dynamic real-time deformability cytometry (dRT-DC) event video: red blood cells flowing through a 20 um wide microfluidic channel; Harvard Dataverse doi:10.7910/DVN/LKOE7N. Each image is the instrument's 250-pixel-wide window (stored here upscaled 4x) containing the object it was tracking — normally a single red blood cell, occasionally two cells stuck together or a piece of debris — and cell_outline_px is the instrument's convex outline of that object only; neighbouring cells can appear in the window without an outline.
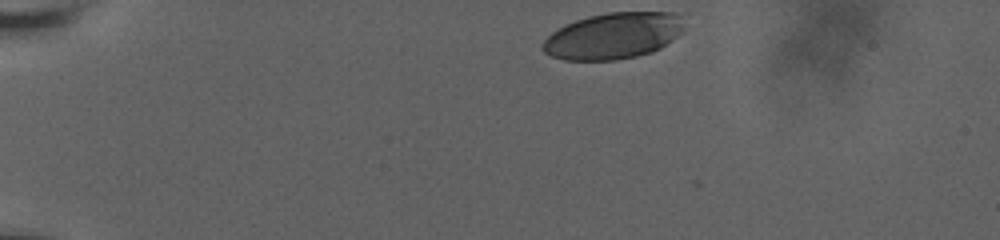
{"species": "human", "species_latin": "Homo sapiens", "temperature_condition": "room temperature", "stored_images_in_passage": 18, "camera_frame_rate_fps": 3000, "um_per_image_px": 0.085, "donor": {"sex": "male"}, "frame": {"image": 1, "passage_image": 1, "time_ms": 0.0, "image_size_px": [1000, 240], "cell_outline_px": [[684, 28], [672, 40], [660, 48], [652, 52], [636, 56], [616, 60], [564, 60], [552, 56], [544, 52], [540, 48], [540, 44], [552, 32], [576, 20], [588, 16], [608, 12], [676, 12]], "centroid_in_image_um": [52.09, 3.05], "position_along_channel_um": 32.9, "area_um2": 37.97}}
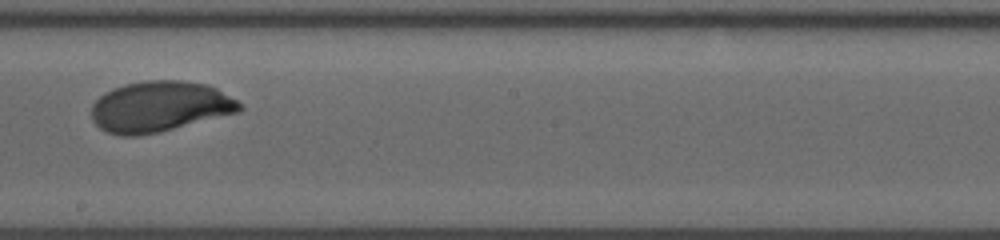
{"frame": {"image": 2, "passage_image": 11, "time_ms": 8.0, "image_size_px": [1000, 240], "cell_outline_px": [[244, 108], [240, 112], [160, 132], [136, 136], [124, 136], [108, 132], [100, 128], [92, 120], [92, 104], [104, 92], [112, 88], [124, 84], [144, 80], [184, 80], [208, 84], [216, 88], [244, 104]], "centroid_in_image_um": [13.6, 9.05], "position_along_channel_um": 234.6, "area_um2": 44.16}}
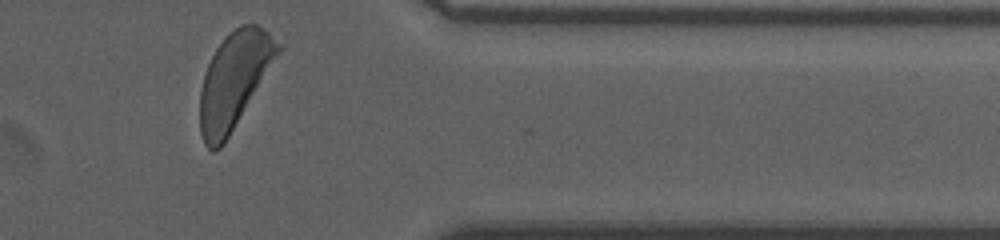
{"frame": {"image": 3, "passage_image": 18, "time_ms": 12.667, "image_size_px": [1000, 240], "cell_outline_px": [[284, 48], [224, 144], [216, 152], [212, 152], [204, 144], [200, 132], [200, 92], [204, 76], [208, 64], [216, 48], [224, 36], [228, 32], [240, 24], [256, 24], [268, 32]], "centroid_in_image_um": [19.91, 6.82], "position_along_channel_um": 391.5, "area_um2": 43.75}, "authors_computed_cell_mechanics": {"area_um2": 42.9454, "velocity_mm_per_s": 3.6119, "shape_relaxation_time_tau1_ms": 2.2199, "shape_relaxation_time_tau2_ms": null, "deformation_change_tau1": 0.1299, "deformation_change_tau2": null}}